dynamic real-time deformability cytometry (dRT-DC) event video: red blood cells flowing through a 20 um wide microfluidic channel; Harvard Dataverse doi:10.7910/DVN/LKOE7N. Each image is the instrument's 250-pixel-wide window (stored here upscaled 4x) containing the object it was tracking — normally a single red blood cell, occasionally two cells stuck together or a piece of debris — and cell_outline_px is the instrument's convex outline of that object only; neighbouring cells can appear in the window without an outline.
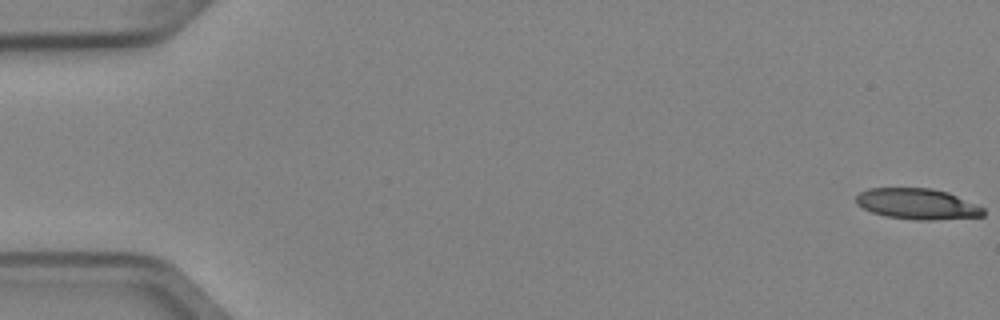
{"species": "Egyptian fruit bat (a non-hibernating species)", "species_latin": "Rousettus aegyptiacus", "temperature_condition": "cold", "stored_images_in_passage": 6, "camera_frame_rate_fps": 3000, "um_per_image_px": 0.085, "animal": {"sex": "female"}, "frame": {"image": 1, "passage_image": 1, "time_ms": 0.0, "image_size_px": [1000, 320], "cell_outline_px": [[984, 216], [932, 220], [916, 220], [888, 216], [872, 212], [856, 204], [856, 196], [860, 192], [868, 188], [932, 188], [948, 192], [984, 208]], "centroid_in_image_um": [77.97, 17.33], "position_along_channel_um": 7.0, "area_um2": 22.72}}